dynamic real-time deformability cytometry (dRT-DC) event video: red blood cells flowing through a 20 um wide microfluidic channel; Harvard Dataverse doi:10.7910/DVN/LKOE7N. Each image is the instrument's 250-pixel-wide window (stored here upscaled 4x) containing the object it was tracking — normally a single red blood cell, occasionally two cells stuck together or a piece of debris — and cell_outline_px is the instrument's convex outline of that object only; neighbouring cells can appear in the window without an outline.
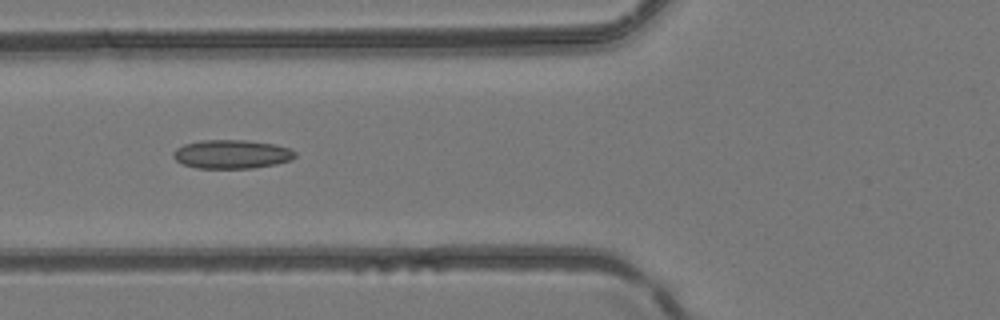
{"species": "common noctule bat (a hibernating species)", "species_latin": "Nyctalus noctula", "temperature_condition": "room temperature", "stored_images_in_passage": 5, "camera_frame_rate_fps": 3000, "um_per_image_px": 0.085, "animal": {"sex": "female", "body_mass_g": 24.6, "forearm_length_mm": 56.2}, "frame": {"image": 1, "passage_image": 4, "time_ms": 1.0, "image_size_px": [1000, 320], "cell_outline_px": [[296, 156], [292, 160], [276, 164], [252, 168], [196, 168], [184, 164], [176, 160], [172, 156], [172, 152], [176, 148], [184, 144], [200, 140], [244, 140], [276, 144], [292, 148], [296, 152]], "centroid_in_image_um": [19.72, 13.1], "position_along_channel_um": 106.1, "area_um2": 20.63}}
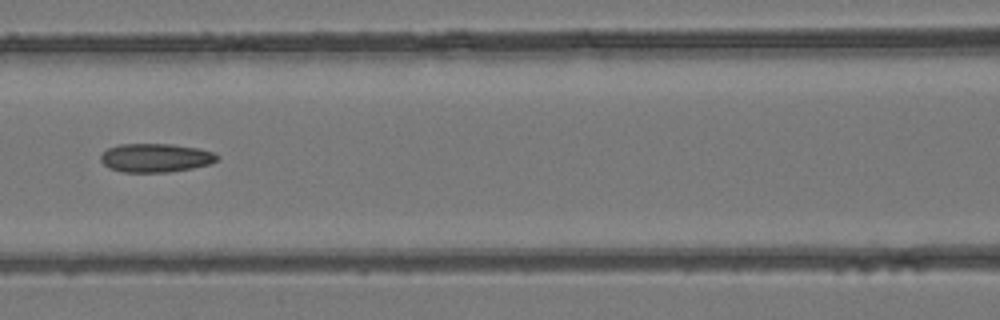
{"frame": {"image": 2, "passage_image": 5, "time_ms": 1.333, "image_size_px": [1000, 320], "cell_outline_px": [[220, 156], [216, 160], [208, 164], [192, 168], [168, 172], [124, 172], [108, 168], [100, 160], [100, 156], [108, 148], [120, 144], [172, 144], [196, 148], [212, 152]], "centroid_in_image_um": [13.19, 13.41], "position_along_channel_um": 153.4, "area_um2": 19.31}}